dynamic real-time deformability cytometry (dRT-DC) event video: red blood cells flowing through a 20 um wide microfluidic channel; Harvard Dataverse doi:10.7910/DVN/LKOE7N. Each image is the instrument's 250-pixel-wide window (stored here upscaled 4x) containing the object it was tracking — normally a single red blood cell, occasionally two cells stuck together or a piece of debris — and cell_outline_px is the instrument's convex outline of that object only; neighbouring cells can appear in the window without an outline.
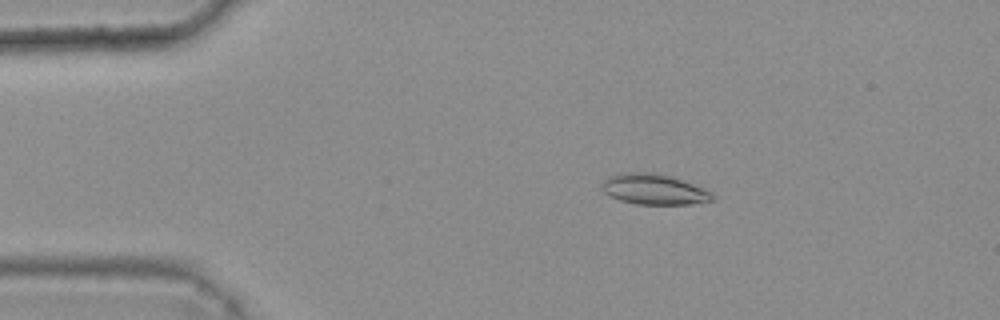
{"species": "common noctule bat (a hibernating species)", "species_latin": "Nyctalus noctula", "temperature_condition": "warm", "stored_images_in_passage": 8, "camera_frame_rate_fps": 3000, "um_per_image_px": 0.085, "animal": {"sex": "female", "body_mass_g": 25.1}, "frame": {"image": 1, "passage_image": 2, "time_ms": 0.333, "image_size_px": [1000, 320], "cell_outline_px": [[716, 200], [692, 204], [636, 204], [620, 200], [604, 192], [600, 188], [600, 184], [608, 176], [624, 172], [656, 172], [672, 176], [704, 188], [712, 192], [716, 196]], "centroid_in_image_um": [55.61, 16.08], "position_along_channel_um": 29.4, "area_um2": 20.0}}
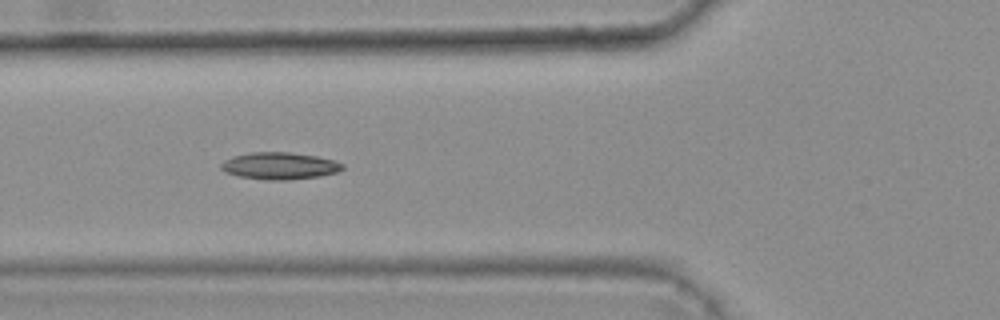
{"frame": {"image": 2, "passage_image": 5, "time_ms": 1.333, "image_size_px": [1000, 320], "cell_outline_px": [[344, 168], [336, 172], [320, 176], [288, 180], [264, 180], [240, 176], [224, 172], [220, 168], [220, 164], [224, 160], [232, 156], [252, 152], [288, 152], [316, 156], [336, 160], [344, 164]], "centroid_in_image_um": [23.76, 14.1], "position_along_channel_um": 102.0, "area_um2": 19.25}}
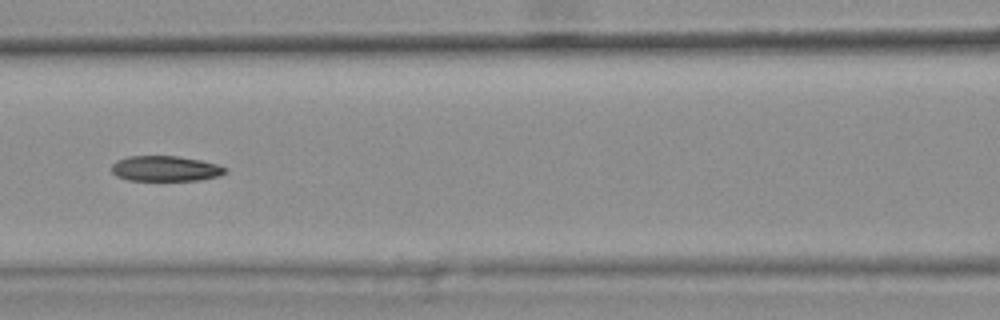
{"frame": {"image": 3, "passage_image": 6, "time_ms": 1.667, "image_size_px": [1000, 320], "cell_outline_px": [[228, 172], [220, 176], [200, 180], [128, 180], [116, 176], [112, 172], [112, 164], [116, 160], [128, 156], [176, 156], [200, 160], [216, 164], [228, 168]], "centroid_in_image_um": [14.07, 14.33], "position_along_channel_um": 152.5, "area_um2": 16.88}}